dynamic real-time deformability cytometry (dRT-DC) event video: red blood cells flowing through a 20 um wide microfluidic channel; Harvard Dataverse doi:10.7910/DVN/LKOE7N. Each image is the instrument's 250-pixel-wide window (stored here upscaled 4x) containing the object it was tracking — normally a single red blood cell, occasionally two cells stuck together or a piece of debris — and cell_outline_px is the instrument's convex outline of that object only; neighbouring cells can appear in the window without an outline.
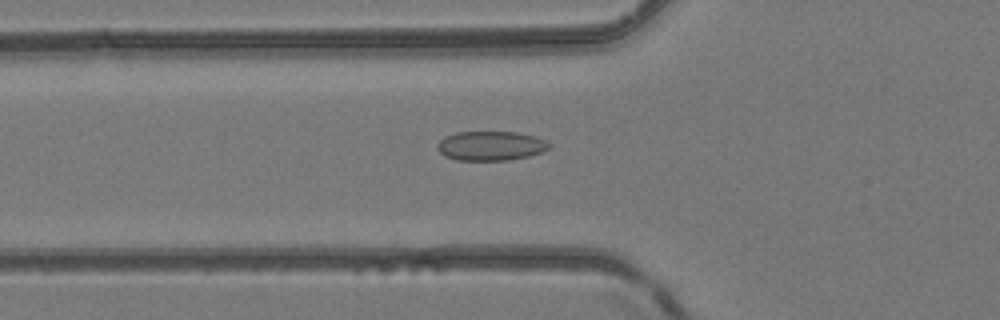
{"species": "common noctule bat (a hibernating species)", "species_latin": "Nyctalus noctula", "temperature_condition": "room temperature", "stored_images_in_passage": 42, "camera_frame_rate_fps": 3000, "um_per_image_px": 0.085, "animal": {"sex": "female", "body_mass_g": 24.6, "forearm_length_mm": 56.2}, "frame": {"image": 1, "passage_image": 12, "time_ms": 3.667, "image_size_px": [1000, 320], "cell_outline_px": [[548, 148], [540, 152], [528, 156], [508, 160], [456, 160], [444, 156], [436, 148], [436, 144], [444, 136], [456, 132], [516, 132], [532, 136], [544, 140], [548, 144]], "centroid_in_image_um": [41.62, 12.4], "position_along_channel_um": 84.2, "area_um2": 18.96}}
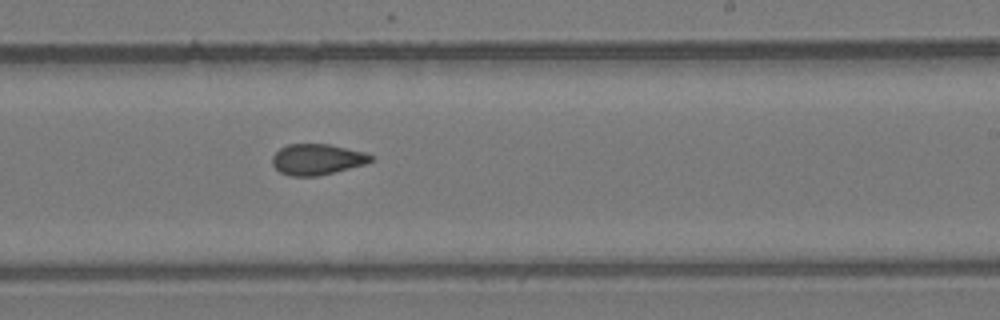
{"frame": {"image": 2, "passage_image": 24, "time_ms": 7.667, "image_size_px": [1000, 320], "cell_outline_px": [[376, 156], [372, 160], [364, 164], [316, 176], [292, 176], [280, 172], [272, 164], [272, 156], [280, 148], [288, 144], [328, 144], [364, 152]], "centroid_in_image_um": [26.94, 13.54], "position_along_channel_um": 262.1, "area_um2": 17.51}}
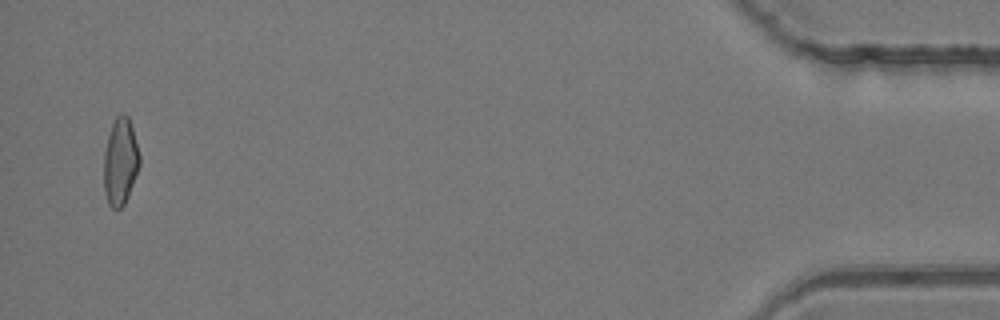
{"frame": {"image": 3, "passage_image": 41, "time_ms": 13.333, "image_size_px": [1000, 320], "cell_outline_px": [[140, 164], [128, 196], [124, 204], [120, 208], [112, 208], [108, 204], [104, 192], [104, 152], [108, 136], [112, 124], [116, 116], [124, 112], [128, 116], [132, 128], [140, 156]], "centroid_in_image_um": [10.22, 13.73], "position_along_channel_um": 425.0, "area_um2": 18.03}}